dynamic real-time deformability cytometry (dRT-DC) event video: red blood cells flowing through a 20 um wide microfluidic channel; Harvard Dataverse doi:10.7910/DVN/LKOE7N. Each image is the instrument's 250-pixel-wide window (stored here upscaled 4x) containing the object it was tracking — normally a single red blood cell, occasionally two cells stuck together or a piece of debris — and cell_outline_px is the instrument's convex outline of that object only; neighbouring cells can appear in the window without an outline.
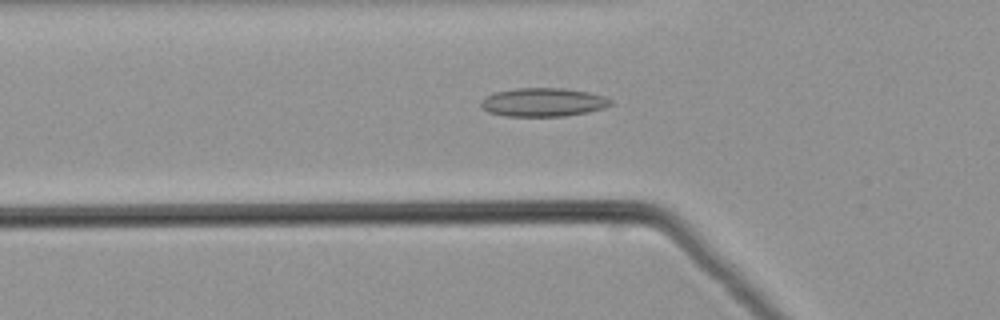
{"species": "common noctule bat (a hibernating species)", "species_latin": "Nyctalus noctula", "temperature_condition": "warm", "stored_images_in_passage": 45, "camera_frame_rate_fps": 3000, "um_per_image_px": 0.085, "animal": {"sex": "male", "body_mass_g": 21.5, "forearm_length_mm": 52.0}, "frame": {"image": 1, "passage_image": 18, "time_ms": 5.667, "image_size_px": [1000, 320], "cell_outline_px": [[612, 104], [604, 108], [588, 112], [564, 116], [504, 116], [488, 112], [480, 108], [480, 100], [484, 96], [496, 92], [516, 88], [564, 88], [588, 92], [604, 96], [612, 100]], "centroid_in_image_um": [46.13, 8.69], "position_along_channel_um": 79.7, "area_um2": 21.79}}
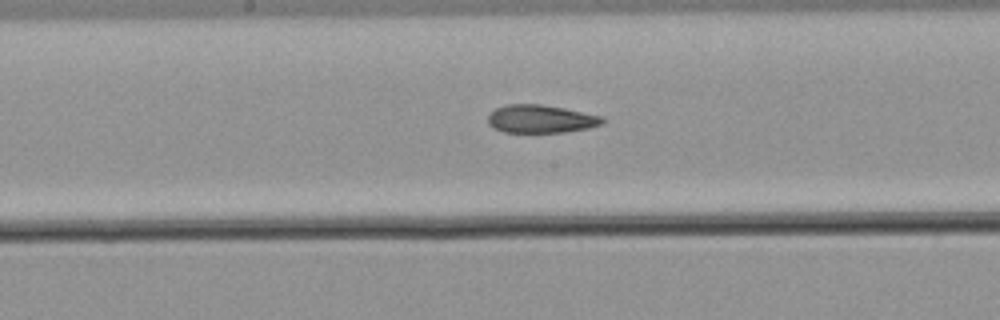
{"frame": {"image": 2, "passage_image": 27, "time_ms": 8.667, "image_size_px": [1000, 320], "cell_outline_px": [[604, 124], [588, 128], [564, 132], [504, 132], [492, 128], [488, 124], [488, 116], [496, 108], [508, 104], [540, 104], [564, 108], [604, 116]], "centroid_in_image_um": [45.98, 10.11], "position_along_channel_um": 202.2, "area_um2": 18.79}}
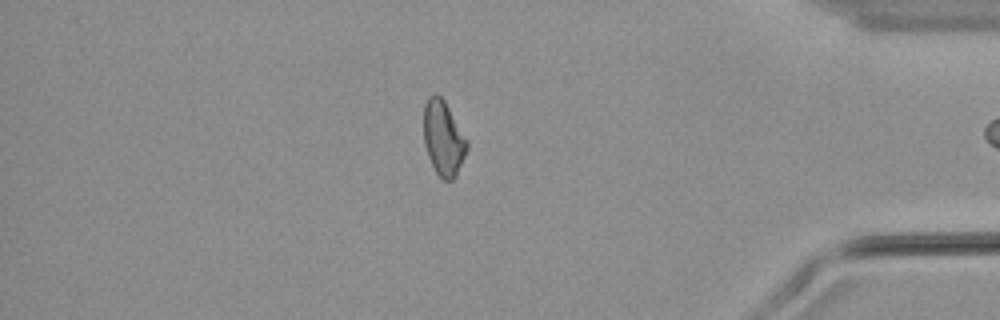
{"frame": {"image": 3, "passage_image": 44, "time_ms": 14.333, "image_size_px": [1000, 320], "cell_outline_px": [[468, 148], [456, 176], [452, 180], [440, 180], [428, 156], [424, 144], [424, 104], [428, 96], [432, 92], [436, 92], [444, 100], [468, 140]], "centroid_in_image_um": [37.68, 11.73], "position_along_channel_um": 397.5, "area_um2": 19.07}}